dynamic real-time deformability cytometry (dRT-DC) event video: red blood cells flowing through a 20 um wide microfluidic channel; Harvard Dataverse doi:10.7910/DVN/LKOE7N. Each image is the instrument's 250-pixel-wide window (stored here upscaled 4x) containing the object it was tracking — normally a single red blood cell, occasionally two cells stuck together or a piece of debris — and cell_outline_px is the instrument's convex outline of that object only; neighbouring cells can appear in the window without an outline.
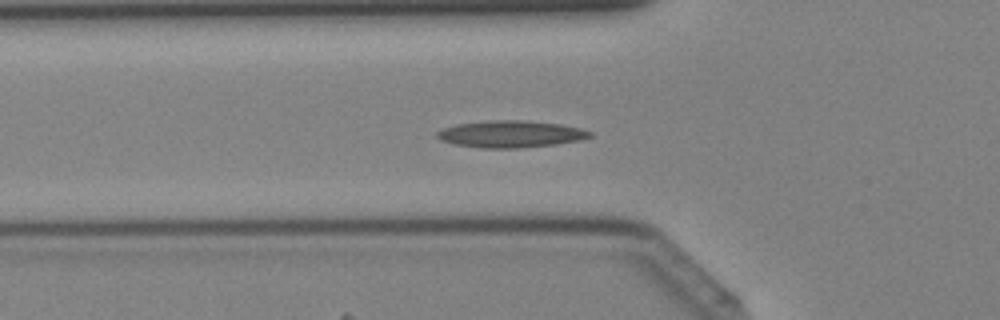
{"species": "Egyptian fruit bat (a non-hibernating species)", "species_latin": "Rousettus aegyptiacus", "temperature_condition": "cold", "stored_images_in_passage": 41, "camera_frame_rate_fps": 3000, "um_per_image_px": 0.085, "animal": {"sex": "female"}, "frame": {"image": 1, "passage_image": 14, "time_ms": 4.333, "image_size_px": [1000, 320], "cell_outline_px": [[592, 136], [580, 140], [552, 144], [520, 148], [484, 148], [456, 144], [440, 140], [436, 136], [436, 132], [444, 128], [456, 124], [488, 120], [524, 120], [560, 124], [580, 128], [592, 132]], "centroid_in_image_um": [43.39, 11.38], "position_along_channel_um": 82.4, "area_um2": 23.81}}
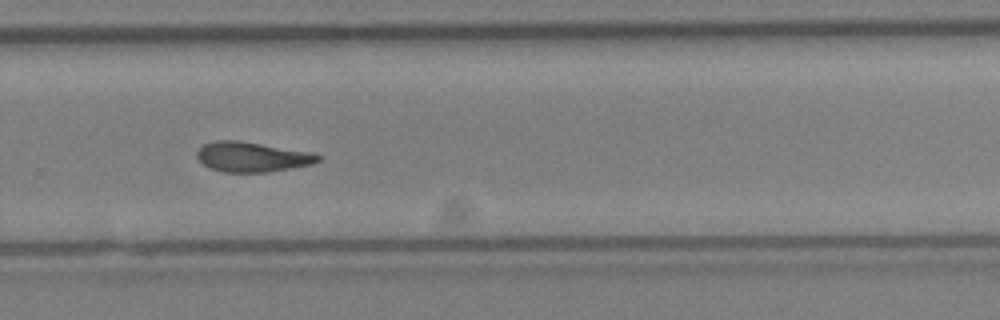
{"frame": {"image": 2, "passage_image": 28, "time_ms": 9.0, "image_size_px": [1000, 320], "cell_outline_px": [[320, 160], [312, 164], [268, 172], [224, 172], [208, 168], [196, 156], [196, 152], [204, 144], [216, 140], [236, 140], [308, 152], [320, 156]], "centroid_in_image_um": [21.37, 13.34], "position_along_channel_um": 308.4, "area_um2": 20.75}}
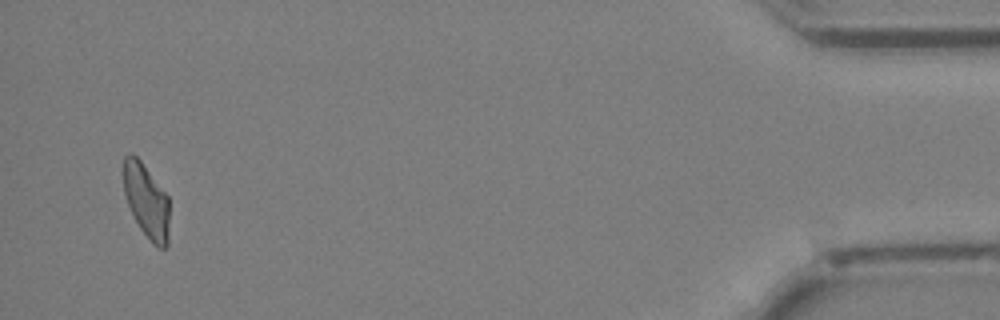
{"frame": {"image": 3, "passage_image": 40, "time_ms": 13.0, "image_size_px": [1000, 320], "cell_outline_px": [[168, 244], [164, 248], [156, 248], [152, 244], [140, 228], [128, 204], [124, 192], [120, 172], [124, 156], [128, 152], [132, 152], [140, 160], [168, 196]], "centroid_in_image_um": [12.39, 17.02], "position_along_channel_um": 422.8, "area_um2": 20.11}}